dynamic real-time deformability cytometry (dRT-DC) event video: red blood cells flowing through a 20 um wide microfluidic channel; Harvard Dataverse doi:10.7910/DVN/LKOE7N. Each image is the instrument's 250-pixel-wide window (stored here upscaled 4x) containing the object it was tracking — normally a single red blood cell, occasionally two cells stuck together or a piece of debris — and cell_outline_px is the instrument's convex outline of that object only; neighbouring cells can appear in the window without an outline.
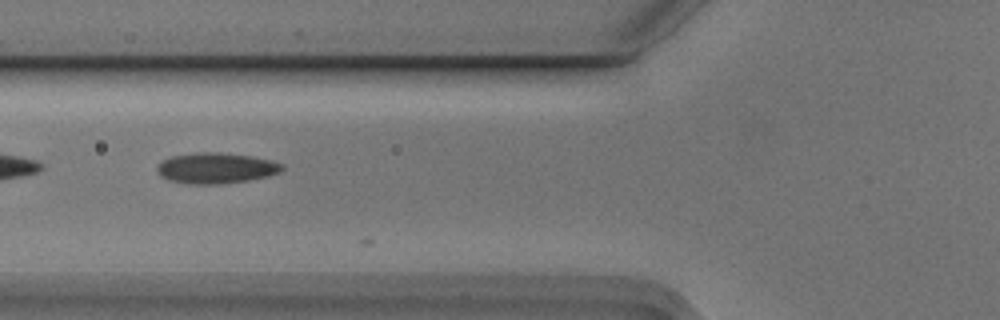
{"species": "Egyptian fruit bat (a non-hibernating species)", "species_latin": "Rousettus aegyptiacus", "temperature_condition": "cold", "stored_images_in_passage": 4, "camera_frame_rate_fps": 3000, "um_per_image_px": 0.085, "animal": {"sex": "male"}, "frame": {"image": 1, "passage_image": 3, "time_ms": 0.667, "image_size_px": [1000, 320], "cell_outline_px": [[284, 168], [280, 172], [268, 176], [248, 180], [216, 184], [192, 184], [168, 180], [160, 176], [156, 168], [164, 160], [172, 156], [196, 152], [220, 152], [252, 156], [272, 160], [284, 164]], "centroid_in_image_um": [18.39, 14.28], "position_along_channel_um": 107.4, "area_um2": 22.37}}